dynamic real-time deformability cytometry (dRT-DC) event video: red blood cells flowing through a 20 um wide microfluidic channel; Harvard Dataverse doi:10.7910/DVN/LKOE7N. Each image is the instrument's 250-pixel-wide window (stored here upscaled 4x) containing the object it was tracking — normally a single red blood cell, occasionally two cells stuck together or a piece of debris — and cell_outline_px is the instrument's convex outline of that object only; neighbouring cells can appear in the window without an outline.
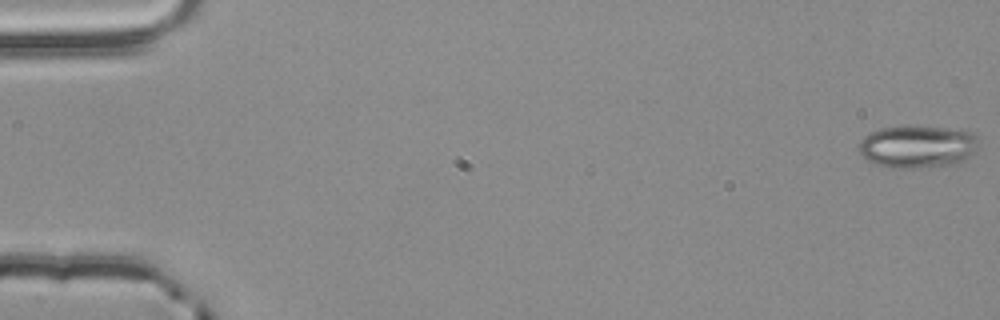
{"species": "common noctule bat (a hibernating species)", "species_latin": "Nyctalus noctula", "temperature_condition": "room temperature", "stored_images_in_passage": 55, "camera_frame_rate_fps": 3000, "um_per_image_px": 0.085, "animal": {"sex": "male", "body_mass_g": 20.4}, "frame": {"image": 1, "passage_image": 1, "time_ms": 0.0, "image_size_px": [1000, 320], "cell_outline_px": [[980, 148], [976, 152], [964, 160], [952, 164], [912, 168], [892, 168], [876, 164], [868, 160], [856, 148], [856, 144], [864, 136], [880, 128], [904, 124], [920, 124], [972, 132], [976, 136]], "centroid_in_image_um": [77.97, 12.42], "position_along_channel_um": 7.0, "area_um2": 30.46}}
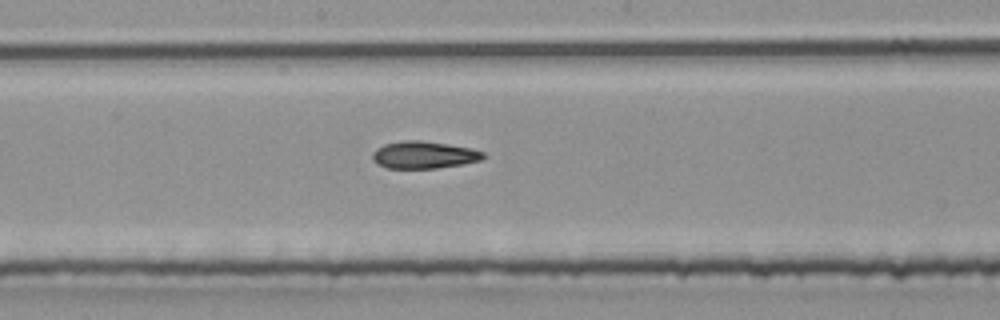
{"frame": {"image": 2, "passage_image": 30, "time_ms": 9.667, "image_size_px": [1000, 320], "cell_outline_px": [[488, 156], [480, 160], [464, 164], [436, 168], [388, 168], [376, 164], [372, 160], [372, 152], [376, 148], [384, 144], [404, 140], [420, 140], [448, 144], [472, 148], [484, 152]], "centroid_in_image_um": [36.03, 13.16], "position_along_channel_um": 212.2, "area_um2": 17.8}}
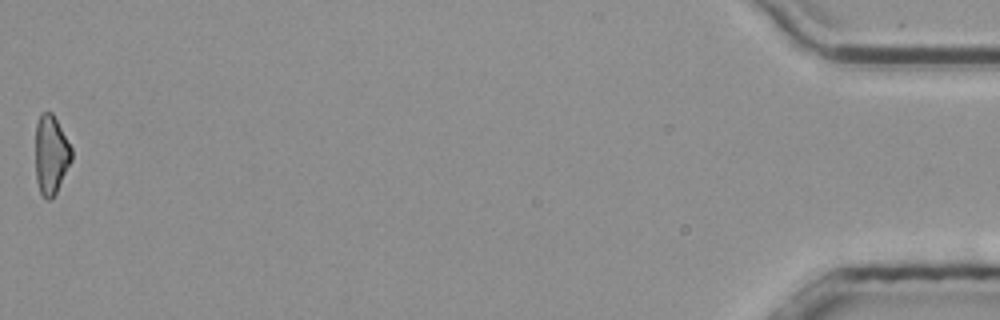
{"frame": {"image": 3, "passage_image": 55, "time_ms": 18.0, "image_size_px": [1000, 320], "cell_outline_px": [[72, 160], [56, 192], [48, 200], [40, 192], [36, 180], [36, 124], [40, 112], [52, 112], [72, 148]], "centroid_in_image_um": [4.33, 13.12], "position_along_channel_um": 430.9, "area_um2": 16.47}, "authors_computed_cell_mechanics": {"area_um2": 18.0336, "velocity_mm_per_s": 3.8721, "shape_relaxation_time_tau1_ms": 9.1063, "shape_relaxation_time_tau2_ms": 5.252, "deformation_change_tau1": 0.183, "deformation_change_tau2": 0.1503}}